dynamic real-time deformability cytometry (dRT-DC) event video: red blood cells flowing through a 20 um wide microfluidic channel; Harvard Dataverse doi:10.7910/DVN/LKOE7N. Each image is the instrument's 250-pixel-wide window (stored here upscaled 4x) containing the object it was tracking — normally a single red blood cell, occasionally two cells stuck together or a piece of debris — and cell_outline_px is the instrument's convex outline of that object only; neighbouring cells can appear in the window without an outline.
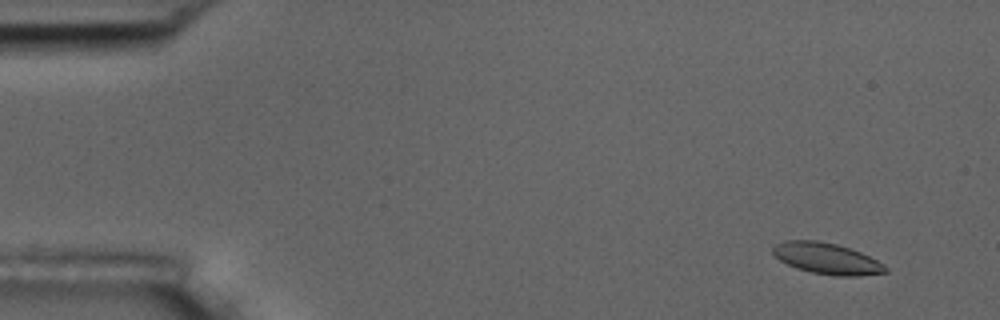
{"species": "common noctule bat (a hibernating species)", "species_latin": "Nyctalus noctula", "temperature_condition": "room temperature", "stored_images_in_passage": 54, "camera_frame_rate_fps": 3000, "um_per_image_px": 0.085, "animal": {"sex": "male", "body_mass_g": 17.5, "forearm_length_mm": 52.3}, "frame": {"image": 1, "passage_image": 3, "time_ms": 0.667, "image_size_px": [1000, 320], "cell_outline_px": [[888, 272], [860, 276], [836, 276], [812, 272], [796, 268], [780, 260], [772, 252], [772, 248], [776, 244], [784, 240], [816, 240], [836, 244], [860, 252], [884, 264], [888, 268]], "centroid_in_image_um": [70.28, 21.98], "position_along_channel_um": 14.7, "area_um2": 20.35}}
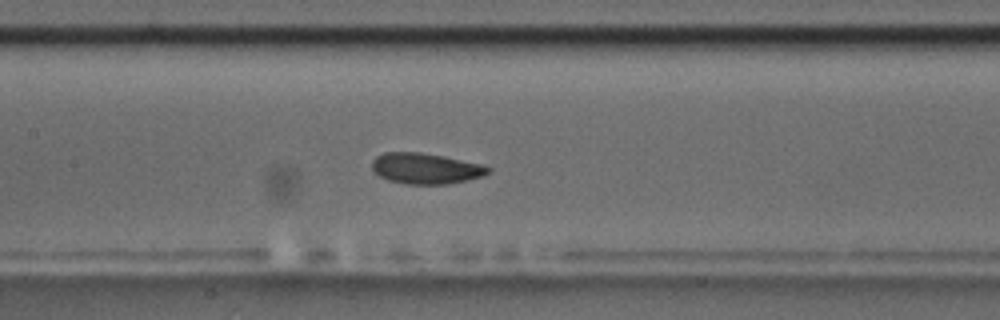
{"frame": {"image": 2, "passage_image": 25, "time_ms": 8.0, "image_size_px": [1000, 320], "cell_outline_px": [[492, 168], [484, 176], [468, 180], [448, 184], [404, 184], [388, 180], [380, 176], [372, 168], [372, 160], [376, 156], [384, 152], [420, 152], [444, 156], [484, 164]], "centroid_in_image_um": [36.21, 14.31], "position_along_channel_um": 171.2, "area_um2": 21.04}}
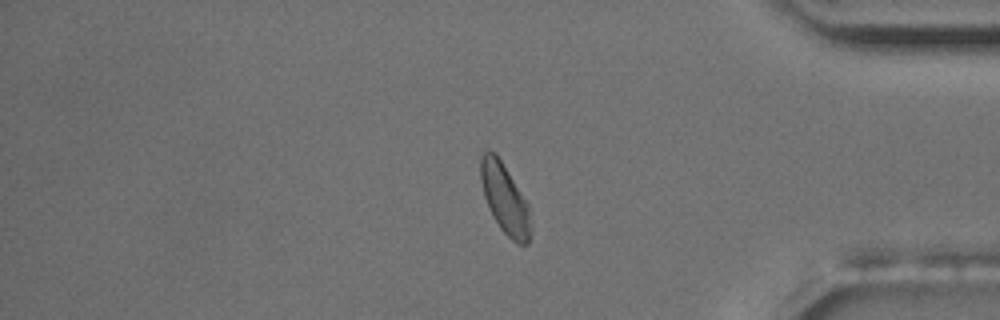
{"frame": {"image": 3, "passage_image": 45, "time_ms": 14.667, "image_size_px": [1000, 320], "cell_outline_px": [[532, 228], [528, 244], [520, 244], [512, 240], [500, 228], [488, 208], [484, 196], [480, 180], [480, 156], [484, 152], [496, 152], [528, 204], [532, 224]], "centroid_in_image_um": [42.91, 16.91], "position_along_channel_um": 392.3, "area_um2": 20.4}, "authors_computed_cell_mechanics": {"area_um2": 20.5479, "velocity_mm_per_s": 3.6776, "shape_relaxation_time_tau1_ms": 4.0652, "shape_relaxation_time_tau2_ms": 3.78, "deformation_change_tau1": 0.156, "deformation_change_tau2": 0.0947}}